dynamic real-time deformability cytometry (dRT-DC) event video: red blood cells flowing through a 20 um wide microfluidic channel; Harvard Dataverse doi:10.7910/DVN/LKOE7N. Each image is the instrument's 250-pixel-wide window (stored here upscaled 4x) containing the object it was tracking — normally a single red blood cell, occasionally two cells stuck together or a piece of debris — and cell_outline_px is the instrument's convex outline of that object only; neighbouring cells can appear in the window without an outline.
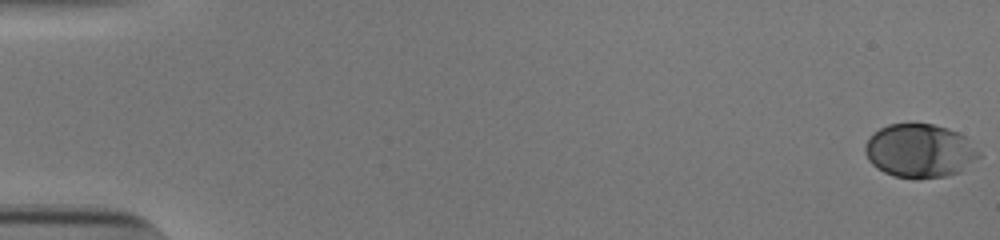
{"species": "human", "species_latin": "Homo sapiens", "temperature_condition": "cold", "stored_images_in_passage": 55, "camera_frame_rate_fps": 3000, "um_per_image_px": 0.085, "donor": {"sex": "male"}, "frame": {"image": 1, "passage_image": 1, "time_ms": 0.0, "image_size_px": [1000, 240], "cell_outline_px": [[980, 156], [960, 172], [948, 176], [916, 180], [896, 176], [884, 172], [876, 168], [868, 160], [864, 152], [864, 144], [880, 128], [888, 124], [932, 124], [948, 128], [964, 136], [980, 152]], "centroid_in_image_um": [78.17, 12.84], "position_along_channel_um": 6.8, "area_um2": 35.66}}
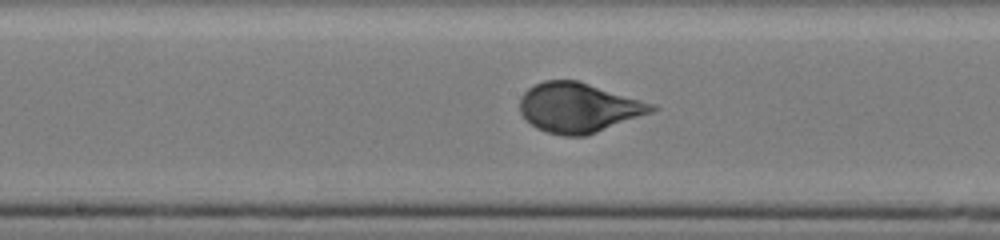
{"frame": {"image": 2, "passage_image": 30, "time_ms": 9.667, "image_size_px": [1000, 240], "cell_outline_px": [[660, 108], [652, 112], [588, 136], [564, 136], [548, 132], [536, 128], [520, 112], [520, 96], [528, 88], [544, 80], [580, 80], [656, 104]], "centroid_in_image_um": [49.22, 9.14], "position_along_channel_um": 199.0, "area_um2": 38.49}}
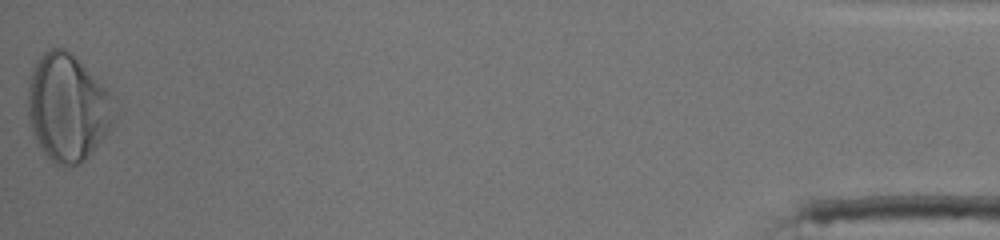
{"frame": {"image": 3, "passage_image": 55, "time_ms": 18.0, "image_size_px": [1000, 240], "cell_outline_px": [[116, 120], [112, 128], [92, 152], [80, 164], [64, 168], [56, 164], [44, 152], [36, 140], [32, 132], [28, 116], [28, 80], [32, 68], [36, 60], [48, 48], [64, 48], [108, 92]], "centroid_in_image_um": [5.7, 9.2], "position_along_channel_um": 429.5, "area_um2": 53.35}, "authors_computed_cell_mechanics": {"area_um2": 36.703, "velocity_mm_per_s": 3.8267, "shape_relaxation_time_tau1_ms": 2.9277, "shape_relaxation_time_tau2_ms": null, "deformation_change_tau1": 0.1393, "deformation_change_tau2": null}}